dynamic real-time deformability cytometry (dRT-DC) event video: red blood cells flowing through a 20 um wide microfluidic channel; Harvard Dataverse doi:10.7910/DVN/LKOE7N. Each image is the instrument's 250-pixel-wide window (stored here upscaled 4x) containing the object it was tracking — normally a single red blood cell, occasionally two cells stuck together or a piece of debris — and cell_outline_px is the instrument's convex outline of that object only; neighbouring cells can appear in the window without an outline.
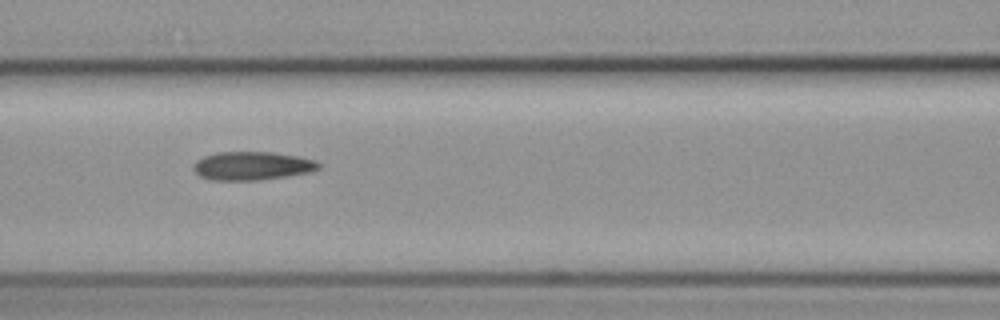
{"species": "common noctule bat (a hibernating species)", "species_latin": "Nyctalus noctula", "temperature_condition": "cold", "stored_images_in_passage": 10, "camera_frame_rate_fps": 3000, "um_per_image_px": 0.085, "animal": {"sex": "female", "body_mass_g": 19.3, "forearm_length_mm": 54.1}, "frame": {"image": 1, "passage_image": 7, "time_ms": 7.0, "image_size_px": [1000, 320], "cell_outline_px": [[320, 168], [312, 172], [288, 176], [260, 180], [212, 180], [200, 176], [192, 168], [196, 160], [204, 156], [216, 152], [272, 152], [300, 156], [316, 160], [320, 164]], "centroid_in_image_um": [21.46, 14.09], "position_along_channel_um": 145.1, "area_um2": 20.98}}
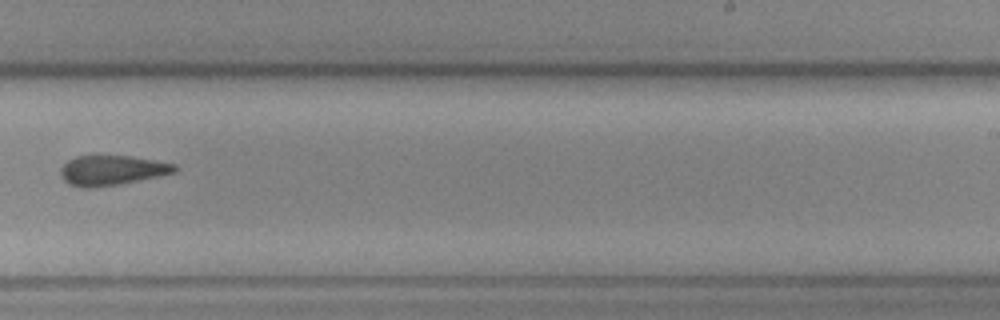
{"frame": {"image": 2, "passage_image": 10, "time_ms": 10.667, "image_size_px": [1000, 320], "cell_outline_px": [[176, 172], [160, 176], [116, 184], [88, 188], [84, 188], [68, 184], [64, 180], [60, 172], [60, 168], [68, 160], [76, 156], [128, 156], [176, 164]], "centroid_in_image_um": [9.48, 14.47], "position_along_channel_um": 279.5, "area_um2": 19.54}}